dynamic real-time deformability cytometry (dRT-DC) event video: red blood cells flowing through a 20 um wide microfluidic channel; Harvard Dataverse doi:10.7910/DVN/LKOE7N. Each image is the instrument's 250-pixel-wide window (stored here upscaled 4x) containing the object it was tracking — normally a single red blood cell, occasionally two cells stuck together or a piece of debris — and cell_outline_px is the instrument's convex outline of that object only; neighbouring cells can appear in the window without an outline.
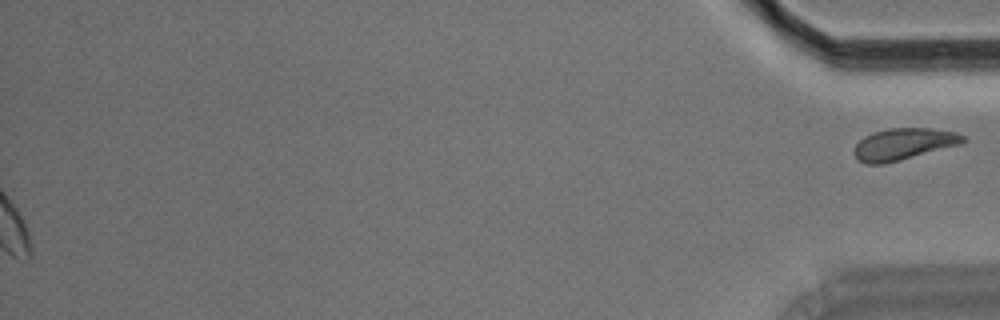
{"species": "Egyptian fruit bat (a non-hibernating species)", "species_latin": "Rousettus aegyptiacus", "temperature_condition": "room temperature", "stored_images_in_passage": 50, "segment_of_instrument_passage": [2, 2], "camera_frame_rate_fps": 3000, "um_per_image_px": 0.085, "animal": {"sex": "male"}, "frame": {"image": 1, "passage_image": 50, "time_ms": 16.333, "image_size_px": [1000, 320], "cell_outline_px": [[968, 140], [960, 144], [884, 164], [868, 164], [860, 160], [852, 152], [856, 144], [864, 136], [872, 132], [892, 128], [932, 128], [956, 132], [968, 136]], "centroid_in_image_um": [76.83, 12.23], "position_along_channel_um": 358.4, "area_um2": 20.06}}